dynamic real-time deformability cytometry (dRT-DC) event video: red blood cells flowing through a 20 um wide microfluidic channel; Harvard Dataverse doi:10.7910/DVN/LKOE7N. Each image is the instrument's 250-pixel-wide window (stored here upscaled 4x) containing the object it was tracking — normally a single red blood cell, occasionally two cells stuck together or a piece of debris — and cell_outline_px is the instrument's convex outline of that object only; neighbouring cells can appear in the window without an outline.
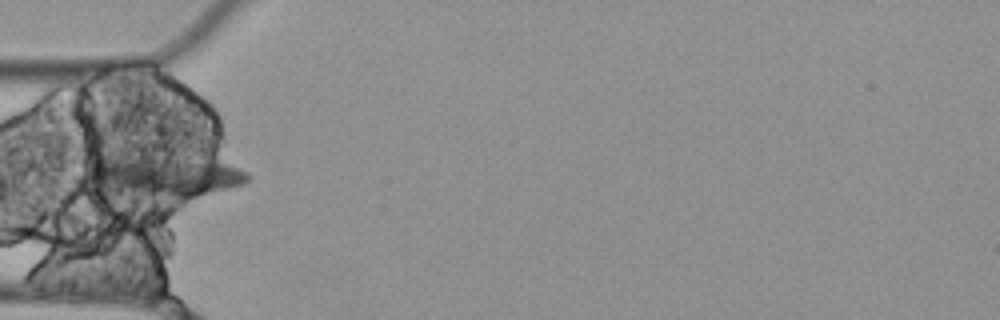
{"species": "Egyptian fruit bat (a non-hibernating species)", "species_latin": "Rousettus aegyptiacus", "temperature_condition": "cold", "stored_images_in_passage": 7, "camera_frame_rate_fps": 3000, "um_per_image_px": 0.085, "animal": {"sex": "female"}, "frame": {"image": 1, "passage_image": 4, "time_ms": 1.0, "image_size_px": [1000, 320], "cell_outline_px": [[252, 176], [248, 180], [240, 184], [228, 188], [184, 200], [176, 200], [104, 192], [92, 176], [92, 164], [112, 160], [148, 160], [224, 164], [248, 172]], "centroid_in_image_um": [14.1, 15.15], "position_along_channel_um": 70.9, "area_um2": 34.8}}
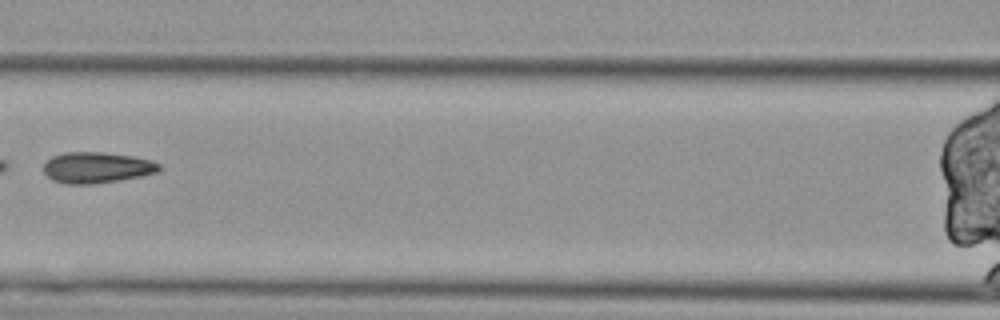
{"frame": {"image": 2, "passage_image": 6, "time_ms": 1.667, "image_size_px": [1000, 320], "cell_outline_px": [[164, 168], [160, 172], [144, 176], [120, 180], [92, 184], [68, 184], [52, 180], [44, 172], [44, 164], [52, 156], [64, 152], [100, 152], [132, 156], [152, 160], [160, 164]], "centroid_in_image_um": [8.29, 14.25], "position_along_channel_um": 158.3, "area_um2": 21.1}}
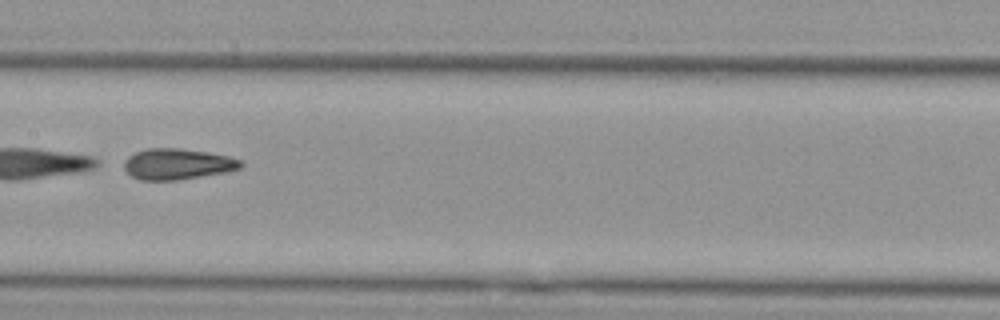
{"frame": {"image": 3, "passage_image": 7, "time_ms": 2.0, "image_size_px": [1000, 320], "cell_outline_px": [[244, 164], [240, 168], [228, 172], [176, 180], [140, 180], [132, 176], [124, 168], [124, 160], [128, 156], [136, 152], [148, 148], [180, 148], [208, 152], [228, 156], [240, 160]], "centroid_in_image_um": [15.09, 13.94], "position_along_channel_um": 192.3, "area_um2": 21.04}}